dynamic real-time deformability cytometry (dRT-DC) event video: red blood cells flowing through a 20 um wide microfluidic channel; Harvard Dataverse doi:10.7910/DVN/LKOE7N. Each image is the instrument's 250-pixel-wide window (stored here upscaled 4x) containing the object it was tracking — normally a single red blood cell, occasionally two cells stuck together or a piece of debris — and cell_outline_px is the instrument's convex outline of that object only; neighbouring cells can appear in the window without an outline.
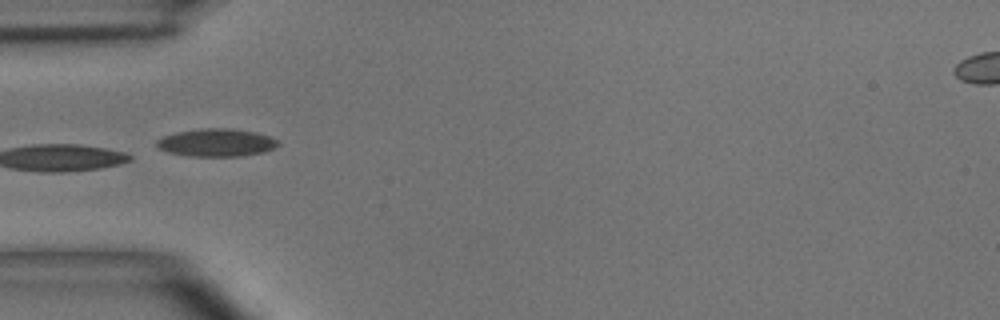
{"species": "common noctule bat (a hibernating species)", "species_latin": "Nyctalus noctula", "temperature_condition": "room temperature", "stored_images_in_passage": 6, "camera_frame_rate_fps": 3000, "um_per_image_px": 0.085, "animal": {"sex": "male", "body_mass_g": 15.6}, "frame": {"image": 1, "passage_image": 5, "time_ms": 4.667, "image_size_px": [1000, 320], "cell_outline_px": [[280, 144], [276, 148], [264, 152], [244, 156], [188, 156], [168, 152], [156, 148], [156, 140], [164, 136], [176, 132], [200, 128], [232, 128], [256, 132], [280, 140]], "centroid_in_image_um": [18.42, 12.12], "position_along_channel_um": 66.6, "area_um2": 20.0}}
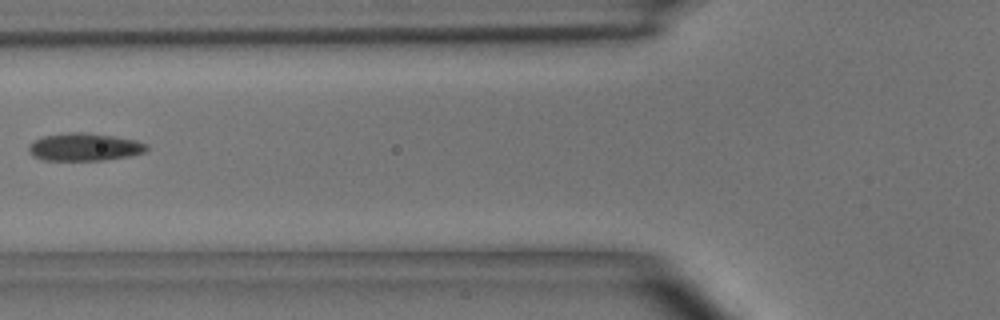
{"frame": {"image": 2, "passage_image": 6, "time_ms": 6.0, "image_size_px": [1000, 320], "cell_outline_px": [[148, 148], [144, 152], [128, 156], [104, 160], [40, 160], [32, 156], [28, 152], [28, 144], [44, 136], [68, 132], [84, 132], [112, 136], [136, 140], [148, 144]], "centroid_in_image_um": [7.14, 12.5], "position_along_channel_um": 118.7, "area_um2": 19.07}}